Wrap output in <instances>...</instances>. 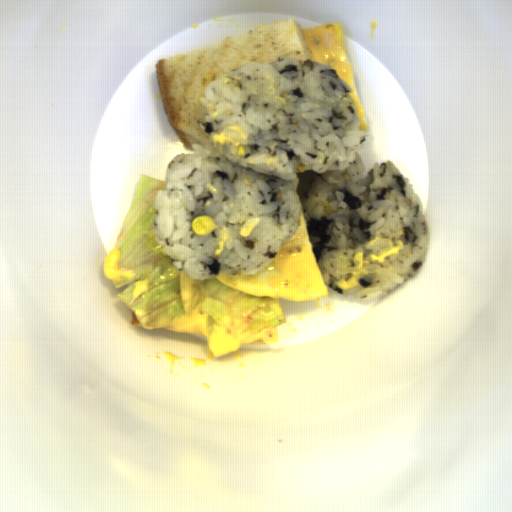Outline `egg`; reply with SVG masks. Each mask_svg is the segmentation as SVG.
Here are the masks:
<instances>
[{
    "instance_id": "obj_1",
    "label": "egg",
    "mask_w": 512,
    "mask_h": 512,
    "mask_svg": "<svg viewBox=\"0 0 512 512\" xmlns=\"http://www.w3.org/2000/svg\"><path fill=\"white\" fill-rule=\"evenodd\" d=\"M215 277L235 291L258 297L307 303L329 296V287L312 250L302 209L293 238L282 242L281 250L263 270L253 275L220 272Z\"/></svg>"
},
{
    "instance_id": "obj_2",
    "label": "egg",
    "mask_w": 512,
    "mask_h": 512,
    "mask_svg": "<svg viewBox=\"0 0 512 512\" xmlns=\"http://www.w3.org/2000/svg\"><path fill=\"white\" fill-rule=\"evenodd\" d=\"M309 48L310 59L325 63L333 68L353 92H347L353 99L360 122V128L366 129L367 124L346 47L343 25L330 23L302 30Z\"/></svg>"
}]
</instances>
